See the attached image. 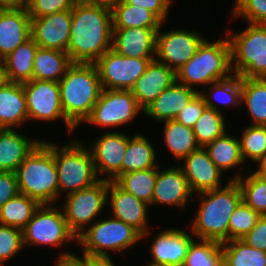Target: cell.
<instances>
[{
  "label": "cell",
  "instance_id": "obj_1",
  "mask_svg": "<svg viewBox=\"0 0 266 266\" xmlns=\"http://www.w3.org/2000/svg\"><path fill=\"white\" fill-rule=\"evenodd\" d=\"M71 14V34L66 52L72 63H95L112 49L111 7L105 3L78 0Z\"/></svg>",
  "mask_w": 266,
  "mask_h": 266
},
{
  "label": "cell",
  "instance_id": "obj_2",
  "mask_svg": "<svg viewBox=\"0 0 266 266\" xmlns=\"http://www.w3.org/2000/svg\"><path fill=\"white\" fill-rule=\"evenodd\" d=\"M202 197L191 231L197 238L219 243L229 241V219L242 201L236 180L228 181L223 188L199 193Z\"/></svg>",
  "mask_w": 266,
  "mask_h": 266
},
{
  "label": "cell",
  "instance_id": "obj_3",
  "mask_svg": "<svg viewBox=\"0 0 266 266\" xmlns=\"http://www.w3.org/2000/svg\"><path fill=\"white\" fill-rule=\"evenodd\" d=\"M65 118L76 128L91 114L102 91L94 63H72L59 80Z\"/></svg>",
  "mask_w": 266,
  "mask_h": 266
},
{
  "label": "cell",
  "instance_id": "obj_4",
  "mask_svg": "<svg viewBox=\"0 0 266 266\" xmlns=\"http://www.w3.org/2000/svg\"><path fill=\"white\" fill-rule=\"evenodd\" d=\"M19 193L40 205L55 202L58 197V171L54 143L41 141L15 171Z\"/></svg>",
  "mask_w": 266,
  "mask_h": 266
},
{
  "label": "cell",
  "instance_id": "obj_5",
  "mask_svg": "<svg viewBox=\"0 0 266 266\" xmlns=\"http://www.w3.org/2000/svg\"><path fill=\"white\" fill-rule=\"evenodd\" d=\"M231 75V48L226 36L212 43L205 39L196 54L176 72V81L194 89L193 85L212 84Z\"/></svg>",
  "mask_w": 266,
  "mask_h": 266
},
{
  "label": "cell",
  "instance_id": "obj_6",
  "mask_svg": "<svg viewBox=\"0 0 266 266\" xmlns=\"http://www.w3.org/2000/svg\"><path fill=\"white\" fill-rule=\"evenodd\" d=\"M248 25L240 33L227 31L232 71L241 78H266V24Z\"/></svg>",
  "mask_w": 266,
  "mask_h": 266
},
{
  "label": "cell",
  "instance_id": "obj_7",
  "mask_svg": "<svg viewBox=\"0 0 266 266\" xmlns=\"http://www.w3.org/2000/svg\"><path fill=\"white\" fill-rule=\"evenodd\" d=\"M54 159L58 171V196L60 191L67 195L87 188L98 182L91 152L79 141L59 147L54 144Z\"/></svg>",
  "mask_w": 266,
  "mask_h": 266
},
{
  "label": "cell",
  "instance_id": "obj_8",
  "mask_svg": "<svg viewBox=\"0 0 266 266\" xmlns=\"http://www.w3.org/2000/svg\"><path fill=\"white\" fill-rule=\"evenodd\" d=\"M91 225L77 237L83 254L91 257H109L108 250L119 253L142 239L136 229L114 217Z\"/></svg>",
  "mask_w": 266,
  "mask_h": 266
},
{
  "label": "cell",
  "instance_id": "obj_9",
  "mask_svg": "<svg viewBox=\"0 0 266 266\" xmlns=\"http://www.w3.org/2000/svg\"><path fill=\"white\" fill-rule=\"evenodd\" d=\"M22 233L24 246H62L72 239L77 241V236L70 230L62 208L58 209L51 204L40 205Z\"/></svg>",
  "mask_w": 266,
  "mask_h": 266
},
{
  "label": "cell",
  "instance_id": "obj_10",
  "mask_svg": "<svg viewBox=\"0 0 266 266\" xmlns=\"http://www.w3.org/2000/svg\"><path fill=\"white\" fill-rule=\"evenodd\" d=\"M108 179L102 177L90 187L66 196L63 203L64 217L70 230L78 237L85 225L95 219L107 205Z\"/></svg>",
  "mask_w": 266,
  "mask_h": 266
},
{
  "label": "cell",
  "instance_id": "obj_11",
  "mask_svg": "<svg viewBox=\"0 0 266 266\" xmlns=\"http://www.w3.org/2000/svg\"><path fill=\"white\" fill-rule=\"evenodd\" d=\"M140 111L131 90L102 89L86 123L106 127H118L133 121Z\"/></svg>",
  "mask_w": 266,
  "mask_h": 266
},
{
  "label": "cell",
  "instance_id": "obj_12",
  "mask_svg": "<svg viewBox=\"0 0 266 266\" xmlns=\"http://www.w3.org/2000/svg\"><path fill=\"white\" fill-rule=\"evenodd\" d=\"M153 60L125 57L110 49L94 64L102 89L131 90Z\"/></svg>",
  "mask_w": 266,
  "mask_h": 266
},
{
  "label": "cell",
  "instance_id": "obj_13",
  "mask_svg": "<svg viewBox=\"0 0 266 266\" xmlns=\"http://www.w3.org/2000/svg\"><path fill=\"white\" fill-rule=\"evenodd\" d=\"M23 88L26 96L28 121L34 119L55 121L62 118L69 132L75 130V127L65 118L58 82L32 79L23 83Z\"/></svg>",
  "mask_w": 266,
  "mask_h": 266
},
{
  "label": "cell",
  "instance_id": "obj_14",
  "mask_svg": "<svg viewBox=\"0 0 266 266\" xmlns=\"http://www.w3.org/2000/svg\"><path fill=\"white\" fill-rule=\"evenodd\" d=\"M204 40L196 30L172 29L164 33L159 30L156 33L155 60L177 72L196 54Z\"/></svg>",
  "mask_w": 266,
  "mask_h": 266
},
{
  "label": "cell",
  "instance_id": "obj_15",
  "mask_svg": "<svg viewBox=\"0 0 266 266\" xmlns=\"http://www.w3.org/2000/svg\"><path fill=\"white\" fill-rule=\"evenodd\" d=\"M130 136L121 132H105L101 137L95 140L90 150L95 170L106 179L115 181L122 174V161L125 156L127 144Z\"/></svg>",
  "mask_w": 266,
  "mask_h": 266
},
{
  "label": "cell",
  "instance_id": "obj_16",
  "mask_svg": "<svg viewBox=\"0 0 266 266\" xmlns=\"http://www.w3.org/2000/svg\"><path fill=\"white\" fill-rule=\"evenodd\" d=\"M70 10L31 18V38L41 48L67 51L71 34Z\"/></svg>",
  "mask_w": 266,
  "mask_h": 266
},
{
  "label": "cell",
  "instance_id": "obj_17",
  "mask_svg": "<svg viewBox=\"0 0 266 266\" xmlns=\"http://www.w3.org/2000/svg\"><path fill=\"white\" fill-rule=\"evenodd\" d=\"M108 194H111L109 204L112 216L136 229L141 238L146 237L150 233L147 227L149 205L123 190L113 180H108L107 200Z\"/></svg>",
  "mask_w": 266,
  "mask_h": 266
},
{
  "label": "cell",
  "instance_id": "obj_18",
  "mask_svg": "<svg viewBox=\"0 0 266 266\" xmlns=\"http://www.w3.org/2000/svg\"><path fill=\"white\" fill-rule=\"evenodd\" d=\"M184 162V166L180 167L193 194L221 188L223 172L211 161L204 147H199L186 156Z\"/></svg>",
  "mask_w": 266,
  "mask_h": 266
},
{
  "label": "cell",
  "instance_id": "obj_19",
  "mask_svg": "<svg viewBox=\"0 0 266 266\" xmlns=\"http://www.w3.org/2000/svg\"><path fill=\"white\" fill-rule=\"evenodd\" d=\"M194 240L190 233L180 229L164 230L155 237L150 252L152 266H182L188 248Z\"/></svg>",
  "mask_w": 266,
  "mask_h": 266
},
{
  "label": "cell",
  "instance_id": "obj_20",
  "mask_svg": "<svg viewBox=\"0 0 266 266\" xmlns=\"http://www.w3.org/2000/svg\"><path fill=\"white\" fill-rule=\"evenodd\" d=\"M158 31L150 28L113 29L112 49L125 57L155 59Z\"/></svg>",
  "mask_w": 266,
  "mask_h": 266
},
{
  "label": "cell",
  "instance_id": "obj_21",
  "mask_svg": "<svg viewBox=\"0 0 266 266\" xmlns=\"http://www.w3.org/2000/svg\"><path fill=\"white\" fill-rule=\"evenodd\" d=\"M182 168L170 167L165 170L157 168V178L151 205L164 204L183 208L192 196Z\"/></svg>",
  "mask_w": 266,
  "mask_h": 266
},
{
  "label": "cell",
  "instance_id": "obj_22",
  "mask_svg": "<svg viewBox=\"0 0 266 266\" xmlns=\"http://www.w3.org/2000/svg\"><path fill=\"white\" fill-rule=\"evenodd\" d=\"M175 82L176 72L165 64L153 60L131 88V92L144 110Z\"/></svg>",
  "mask_w": 266,
  "mask_h": 266
},
{
  "label": "cell",
  "instance_id": "obj_23",
  "mask_svg": "<svg viewBox=\"0 0 266 266\" xmlns=\"http://www.w3.org/2000/svg\"><path fill=\"white\" fill-rule=\"evenodd\" d=\"M31 38V18L27 9H0V59Z\"/></svg>",
  "mask_w": 266,
  "mask_h": 266
},
{
  "label": "cell",
  "instance_id": "obj_24",
  "mask_svg": "<svg viewBox=\"0 0 266 266\" xmlns=\"http://www.w3.org/2000/svg\"><path fill=\"white\" fill-rule=\"evenodd\" d=\"M199 93L177 81L144 109V114L158 121L173 120Z\"/></svg>",
  "mask_w": 266,
  "mask_h": 266
},
{
  "label": "cell",
  "instance_id": "obj_25",
  "mask_svg": "<svg viewBox=\"0 0 266 266\" xmlns=\"http://www.w3.org/2000/svg\"><path fill=\"white\" fill-rule=\"evenodd\" d=\"M28 121L23 84L5 82L0 86V129H15Z\"/></svg>",
  "mask_w": 266,
  "mask_h": 266
},
{
  "label": "cell",
  "instance_id": "obj_26",
  "mask_svg": "<svg viewBox=\"0 0 266 266\" xmlns=\"http://www.w3.org/2000/svg\"><path fill=\"white\" fill-rule=\"evenodd\" d=\"M40 140H29L16 129H0V172H14Z\"/></svg>",
  "mask_w": 266,
  "mask_h": 266
},
{
  "label": "cell",
  "instance_id": "obj_27",
  "mask_svg": "<svg viewBox=\"0 0 266 266\" xmlns=\"http://www.w3.org/2000/svg\"><path fill=\"white\" fill-rule=\"evenodd\" d=\"M38 48L36 42L30 38L3 59L7 81L23 84L33 79L34 59Z\"/></svg>",
  "mask_w": 266,
  "mask_h": 266
},
{
  "label": "cell",
  "instance_id": "obj_28",
  "mask_svg": "<svg viewBox=\"0 0 266 266\" xmlns=\"http://www.w3.org/2000/svg\"><path fill=\"white\" fill-rule=\"evenodd\" d=\"M113 29L150 28L160 29L162 21L151 11L143 7L126 4L123 0L110 5Z\"/></svg>",
  "mask_w": 266,
  "mask_h": 266
},
{
  "label": "cell",
  "instance_id": "obj_29",
  "mask_svg": "<svg viewBox=\"0 0 266 266\" xmlns=\"http://www.w3.org/2000/svg\"><path fill=\"white\" fill-rule=\"evenodd\" d=\"M71 64L67 52L39 47L34 59L33 79L59 82Z\"/></svg>",
  "mask_w": 266,
  "mask_h": 266
},
{
  "label": "cell",
  "instance_id": "obj_30",
  "mask_svg": "<svg viewBox=\"0 0 266 266\" xmlns=\"http://www.w3.org/2000/svg\"><path fill=\"white\" fill-rule=\"evenodd\" d=\"M153 147L150 141L142 134L137 133L129 138L122 161V174L160 167L156 163V151Z\"/></svg>",
  "mask_w": 266,
  "mask_h": 266
},
{
  "label": "cell",
  "instance_id": "obj_31",
  "mask_svg": "<svg viewBox=\"0 0 266 266\" xmlns=\"http://www.w3.org/2000/svg\"><path fill=\"white\" fill-rule=\"evenodd\" d=\"M253 120L252 125L266 126V78H241V103Z\"/></svg>",
  "mask_w": 266,
  "mask_h": 266
},
{
  "label": "cell",
  "instance_id": "obj_32",
  "mask_svg": "<svg viewBox=\"0 0 266 266\" xmlns=\"http://www.w3.org/2000/svg\"><path fill=\"white\" fill-rule=\"evenodd\" d=\"M204 149L208 152L211 161L223 173L244 162L240 140L227 132L220 138H216L213 142L206 144Z\"/></svg>",
  "mask_w": 266,
  "mask_h": 266
},
{
  "label": "cell",
  "instance_id": "obj_33",
  "mask_svg": "<svg viewBox=\"0 0 266 266\" xmlns=\"http://www.w3.org/2000/svg\"><path fill=\"white\" fill-rule=\"evenodd\" d=\"M164 122L166 146L177 160H183L200 147L195 140L193 128L184 126L174 119Z\"/></svg>",
  "mask_w": 266,
  "mask_h": 266
},
{
  "label": "cell",
  "instance_id": "obj_34",
  "mask_svg": "<svg viewBox=\"0 0 266 266\" xmlns=\"http://www.w3.org/2000/svg\"><path fill=\"white\" fill-rule=\"evenodd\" d=\"M157 178V168L125 172L121 174L115 182L126 192L151 206L155 182Z\"/></svg>",
  "mask_w": 266,
  "mask_h": 266
},
{
  "label": "cell",
  "instance_id": "obj_35",
  "mask_svg": "<svg viewBox=\"0 0 266 266\" xmlns=\"http://www.w3.org/2000/svg\"><path fill=\"white\" fill-rule=\"evenodd\" d=\"M39 206L36 200L19 193L0 208V224L23 230Z\"/></svg>",
  "mask_w": 266,
  "mask_h": 266
},
{
  "label": "cell",
  "instance_id": "obj_36",
  "mask_svg": "<svg viewBox=\"0 0 266 266\" xmlns=\"http://www.w3.org/2000/svg\"><path fill=\"white\" fill-rule=\"evenodd\" d=\"M224 266H266V252L252 248L242 239L222 243Z\"/></svg>",
  "mask_w": 266,
  "mask_h": 266
},
{
  "label": "cell",
  "instance_id": "obj_37",
  "mask_svg": "<svg viewBox=\"0 0 266 266\" xmlns=\"http://www.w3.org/2000/svg\"><path fill=\"white\" fill-rule=\"evenodd\" d=\"M210 95L206 94V92L202 90L200 91L203 96L207 107L213 108L218 112H222L218 105L215 103L216 101L225 105L226 107L230 104L233 106L241 105V77L233 74L230 77L213 82L210 84ZM210 96V98H209ZM214 99V101H213Z\"/></svg>",
  "mask_w": 266,
  "mask_h": 266
},
{
  "label": "cell",
  "instance_id": "obj_38",
  "mask_svg": "<svg viewBox=\"0 0 266 266\" xmlns=\"http://www.w3.org/2000/svg\"><path fill=\"white\" fill-rule=\"evenodd\" d=\"M193 240L182 266H224L222 243L200 239Z\"/></svg>",
  "mask_w": 266,
  "mask_h": 266
},
{
  "label": "cell",
  "instance_id": "obj_39",
  "mask_svg": "<svg viewBox=\"0 0 266 266\" xmlns=\"http://www.w3.org/2000/svg\"><path fill=\"white\" fill-rule=\"evenodd\" d=\"M222 112L206 107L193 127L195 140L200 147L223 136L226 130Z\"/></svg>",
  "mask_w": 266,
  "mask_h": 266
},
{
  "label": "cell",
  "instance_id": "obj_40",
  "mask_svg": "<svg viewBox=\"0 0 266 266\" xmlns=\"http://www.w3.org/2000/svg\"><path fill=\"white\" fill-rule=\"evenodd\" d=\"M236 180L242 194V201L261 216L266 215V181L254 172L246 178L241 174L232 177Z\"/></svg>",
  "mask_w": 266,
  "mask_h": 266
},
{
  "label": "cell",
  "instance_id": "obj_41",
  "mask_svg": "<svg viewBox=\"0 0 266 266\" xmlns=\"http://www.w3.org/2000/svg\"><path fill=\"white\" fill-rule=\"evenodd\" d=\"M243 160L248 158L259 162L266 157V126L250 125L245 128L240 139Z\"/></svg>",
  "mask_w": 266,
  "mask_h": 266
},
{
  "label": "cell",
  "instance_id": "obj_42",
  "mask_svg": "<svg viewBox=\"0 0 266 266\" xmlns=\"http://www.w3.org/2000/svg\"><path fill=\"white\" fill-rule=\"evenodd\" d=\"M260 217L259 213L241 201L229 219V241L243 239L254 228Z\"/></svg>",
  "mask_w": 266,
  "mask_h": 266
},
{
  "label": "cell",
  "instance_id": "obj_43",
  "mask_svg": "<svg viewBox=\"0 0 266 266\" xmlns=\"http://www.w3.org/2000/svg\"><path fill=\"white\" fill-rule=\"evenodd\" d=\"M232 15L251 24H266V0H236Z\"/></svg>",
  "mask_w": 266,
  "mask_h": 266
},
{
  "label": "cell",
  "instance_id": "obj_44",
  "mask_svg": "<svg viewBox=\"0 0 266 266\" xmlns=\"http://www.w3.org/2000/svg\"><path fill=\"white\" fill-rule=\"evenodd\" d=\"M24 248L21 229L0 224V266Z\"/></svg>",
  "mask_w": 266,
  "mask_h": 266
},
{
  "label": "cell",
  "instance_id": "obj_45",
  "mask_svg": "<svg viewBox=\"0 0 266 266\" xmlns=\"http://www.w3.org/2000/svg\"><path fill=\"white\" fill-rule=\"evenodd\" d=\"M78 0H29L27 7L30 18H39L64 10H70Z\"/></svg>",
  "mask_w": 266,
  "mask_h": 266
},
{
  "label": "cell",
  "instance_id": "obj_46",
  "mask_svg": "<svg viewBox=\"0 0 266 266\" xmlns=\"http://www.w3.org/2000/svg\"><path fill=\"white\" fill-rule=\"evenodd\" d=\"M206 107L205 100L199 92L174 120L184 126L193 128Z\"/></svg>",
  "mask_w": 266,
  "mask_h": 266
},
{
  "label": "cell",
  "instance_id": "obj_47",
  "mask_svg": "<svg viewBox=\"0 0 266 266\" xmlns=\"http://www.w3.org/2000/svg\"><path fill=\"white\" fill-rule=\"evenodd\" d=\"M19 194L17 177L14 172H0V208Z\"/></svg>",
  "mask_w": 266,
  "mask_h": 266
},
{
  "label": "cell",
  "instance_id": "obj_48",
  "mask_svg": "<svg viewBox=\"0 0 266 266\" xmlns=\"http://www.w3.org/2000/svg\"><path fill=\"white\" fill-rule=\"evenodd\" d=\"M242 240L252 248L266 252V215L259 218L254 228Z\"/></svg>",
  "mask_w": 266,
  "mask_h": 266
},
{
  "label": "cell",
  "instance_id": "obj_49",
  "mask_svg": "<svg viewBox=\"0 0 266 266\" xmlns=\"http://www.w3.org/2000/svg\"><path fill=\"white\" fill-rule=\"evenodd\" d=\"M126 4L143 7L153 12L163 23L167 18L172 0H123Z\"/></svg>",
  "mask_w": 266,
  "mask_h": 266
},
{
  "label": "cell",
  "instance_id": "obj_50",
  "mask_svg": "<svg viewBox=\"0 0 266 266\" xmlns=\"http://www.w3.org/2000/svg\"><path fill=\"white\" fill-rule=\"evenodd\" d=\"M56 266H90V256L83 254V257H80L71 252H65L59 256Z\"/></svg>",
  "mask_w": 266,
  "mask_h": 266
},
{
  "label": "cell",
  "instance_id": "obj_51",
  "mask_svg": "<svg viewBox=\"0 0 266 266\" xmlns=\"http://www.w3.org/2000/svg\"><path fill=\"white\" fill-rule=\"evenodd\" d=\"M29 0H0V9H27Z\"/></svg>",
  "mask_w": 266,
  "mask_h": 266
},
{
  "label": "cell",
  "instance_id": "obj_52",
  "mask_svg": "<svg viewBox=\"0 0 266 266\" xmlns=\"http://www.w3.org/2000/svg\"><path fill=\"white\" fill-rule=\"evenodd\" d=\"M90 266H115L109 257H91Z\"/></svg>",
  "mask_w": 266,
  "mask_h": 266
},
{
  "label": "cell",
  "instance_id": "obj_53",
  "mask_svg": "<svg viewBox=\"0 0 266 266\" xmlns=\"http://www.w3.org/2000/svg\"><path fill=\"white\" fill-rule=\"evenodd\" d=\"M258 163L259 167L254 171V173L266 181V157L261 159Z\"/></svg>",
  "mask_w": 266,
  "mask_h": 266
},
{
  "label": "cell",
  "instance_id": "obj_54",
  "mask_svg": "<svg viewBox=\"0 0 266 266\" xmlns=\"http://www.w3.org/2000/svg\"><path fill=\"white\" fill-rule=\"evenodd\" d=\"M5 82H7L5 75V64L2 59H0V86H2Z\"/></svg>",
  "mask_w": 266,
  "mask_h": 266
},
{
  "label": "cell",
  "instance_id": "obj_55",
  "mask_svg": "<svg viewBox=\"0 0 266 266\" xmlns=\"http://www.w3.org/2000/svg\"><path fill=\"white\" fill-rule=\"evenodd\" d=\"M89 1H94V2L105 3L108 5H111L114 2L121 1V0H89Z\"/></svg>",
  "mask_w": 266,
  "mask_h": 266
}]
</instances>
